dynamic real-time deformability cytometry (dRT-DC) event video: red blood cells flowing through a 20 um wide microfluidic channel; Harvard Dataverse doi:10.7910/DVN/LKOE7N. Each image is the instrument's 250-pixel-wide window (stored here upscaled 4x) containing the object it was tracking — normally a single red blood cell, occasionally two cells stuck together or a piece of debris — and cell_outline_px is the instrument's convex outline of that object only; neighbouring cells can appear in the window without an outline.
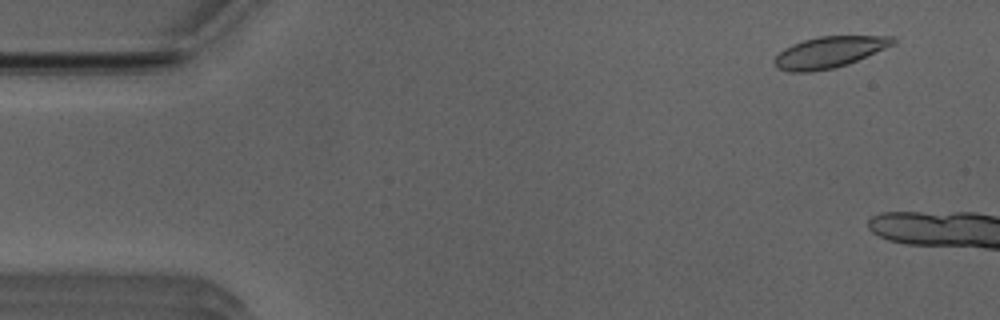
{"species": "Egyptian fruit bat (a non-hibernating species)", "species_latin": "Rousettus aegyptiacus", "temperature_condition": "room temperature", "stored_images_in_passage": 7, "camera_frame_rate_fps": 3000, "um_per_image_px": 0.085, "animal": {"sex": "male"}, "frame": {"image": 1, "passage_image": 4, "time_ms": 1.0, "image_size_px": [1000, 320], "cell_outline_px": [[896, 44], [848, 64], [836, 68], [812, 72], [788, 72], [776, 68], [772, 60], [784, 48], [792, 44], [804, 40], [820, 36], [892, 36], [896, 40]], "centroid_in_image_um": [70.47, 4.45], "position_along_channel_um": 14.5, "area_um2": 21.79}}